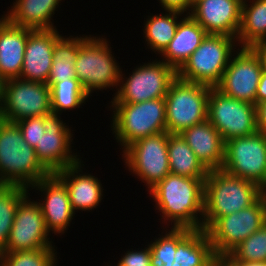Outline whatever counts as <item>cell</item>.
Listing matches in <instances>:
<instances>
[{
	"label": "cell",
	"mask_w": 266,
	"mask_h": 266,
	"mask_svg": "<svg viewBox=\"0 0 266 266\" xmlns=\"http://www.w3.org/2000/svg\"><path fill=\"white\" fill-rule=\"evenodd\" d=\"M242 4L236 0H194L189 15L207 34L237 37Z\"/></svg>",
	"instance_id": "obj_18"
},
{
	"label": "cell",
	"mask_w": 266,
	"mask_h": 266,
	"mask_svg": "<svg viewBox=\"0 0 266 266\" xmlns=\"http://www.w3.org/2000/svg\"><path fill=\"white\" fill-rule=\"evenodd\" d=\"M164 13L147 15L143 23L146 49L152 50L157 55H160L174 38L179 22L186 16L177 11L165 10Z\"/></svg>",
	"instance_id": "obj_26"
},
{
	"label": "cell",
	"mask_w": 266,
	"mask_h": 266,
	"mask_svg": "<svg viewBox=\"0 0 266 266\" xmlns=\"http://www.w3.org/2000/svg\"><path fill=\"white\" fill-rule=\"evenodd\" d=\"M222 266H266V262H220Z\"/></svg>",
	"instance_id": "obj_41"
},
{
	"label": "cell",
	"mask_w": 266,
	"mask_h": 266,
	"mask_svg": "<svg viewBox=\"0 0 266 266\" xmlns=\"http://www.w3.org/2000/svg\"><path fill=\"white\" fill-rule=\"evenodd\" d=\"M158 2L164 11H177L189 15L194 0H159Z\"/></svg>",
	"instance_id": "obj_37"
},
{
	"label": "cell",
	"mask_w": 266,
	"mask_h": 266,
	"mask_svg": "<svg viewBox=\"0 0 266 266\" xmlns=\"http://www.w3.org/2000/svg\"><path fill=\"white\" fill-rule=\"evenodd\" d=\"M239 1L241 4H243L246 0H236Z\"/></svg>",
	"instance_id": "obj_44"
},
{
	"label": "cell",
	"mask_w": 266,
	"mask_h": 266,
	"mask_svg": "<svg viewBox=\"0 0 266 266\" xmlns=\"http://www.w3.org/2000/svg\"><path fill=\"white\" fill-rule=\"evenodd\" d=\"M174 263L169 266H218L207 232L202 229L177 228Z\"/></svg>",
	"instance_id": "obj_23"
},
{
	"label": "cell",
	"mask_w": 266,
	"mask_h": 266,
	"mask_svg": "<svg viewBox=\"0 0 266 266\" xmlns=\"http://www.w3.org/2000/svg\"><path fill=\"white\" fill-rule=\"evenodd\" d=\"M262 197L266 200V183L261 187Z\"/></svg>",
	"instance_id": "obj_43"
},
{
	"label": "cell",
	"mask_w": 266,
	"mask_h": 266,
	"mask_svg": "<svg viewBox=\"0 0 266 266\" xmlns=\"http://www.w3.org/2000/svg\"><path fill=\"white\" fill-rule=\"evenodd\" d=\"M56 250L40 249L1 252L0 266H57L58 256Z\"/></svg>",
	"instance_id": "obj_33"
},
{
	"label": "cell",
	"mask_w": 266,
	"mask_h": 266,
	"mask_svg": "<svg viewBox=\"0 0 266 266\" xmlns=\"http://www.w3.org/2000/svg\"><path fill=\"white\" fill-rule=\"evenodd\" d=\"M266 222V203L261 196L239 212L219 217L207 230L215 256L221 260Z\"/></svg>",
	"instance_id": "obj_10"
},
{
	"label": "cell",
	"mask_w": 266,
	"mask_h": 266,
	"mask_svg": "<svg viewBox=\"0 0 266 266\" xmlns=\"http://www.w3.org/2000/svg\"><path fill=\"white\" fill-rule=\"evenodd\" d=\"M138 249V250H137ZM140 248H136L135 250L127 249L124 254L121 255L117 265L114 266H151V249L147 244L146 247L139 250ZM107 266H111L110 264Z\"/></svg>",
	"instance_id": "obj_36"
},
{
	"label": "cell",
	"mask_w": 266,
	"mask_h": 266,
	"mask_svg": "<svg viewBox=\"0 0 266 266\" xmlns=\"http://www.w3.org/2000/svg\"><path fill=\"white\" fill-rule=\"evenodd\" d=\"M212 87L176 78L165 96L166 126L170 134L207 119L208 98Z\"/></svg>",
	"instance_id": "obj_8"
},
{
	"label": "cell",
	"mask_w": 266,
	"mask_h": 266,
	"mask_svg": "<svg viewBox=\"0 0 266 266\" xmlns=\"http://www.w3.org/2000/svg\"><path fill=\"white\" fill-rule=\"evenodd\" d=\"M32 31L0 16V75L6 80L20 77L26 42Z\"/></svg>",
	"instance_id": "obj_22"
},
{
	"label": "cell",
	"mask_w": 266,
	"mask_h": 266,
	"mask_svg": "<svg viewBox=\"0 0 266 266\" xmlns=\"http://www.w3.org/2000/svg\"><path fill=\"white\" fill-rule=\"evenodd\" d=\"M83 160L54 173L67 187L73 211L94 210L103 199V186L96 176L84 172Z\"/></svg>",
	"instance_id": "obj_20"
},
{
	"label": "cell",
	"mask_w": 266,
	"mask_h": 266,
	"mask_svg": "<svg viewBox=\"0 0 266 266\" xmlns=\"http://www.w3.org/2000/svg\"><path fill=\"white\" fill-rule=\"evenodd\" d=\"M61 119L60 115L54 113L44 116L45 133L35 148L38 160L51 174L72 166L83 158L75 153L74 145H71L73 128Z\"/></svg>",
	"instance_id": "obj_16"
},
{
	"label": "cell",
	"mask_w": 266,
	"mask_h": 266,
	"mask_svg": "<svg viewBox=\"0 0 266 266\" xmlns=\"http://www.w3.org/2000/svg\"><path fill=\"white\" fill-rule=\"evenodd\" d=\"M204 181L170 173L148 191L165 227L202 229Z\"/></svg>",
	"instance_id": "obj_1"
},
{
	"label": "cell",
	"mask_w": 266,
	"mask_h": 266,
	"mask_svg": "<svg viewBox=\"0 0 266 266\" xmlns=\"http://www.w3.org/2000/svg\"><path fill=\"white\" fill-rule=\"evenodd\" d=\"M134 68L128 77L121 71L118 90L110 103H139L163 98L177 78L174 68L156 58Z\"/></svg>",
	"instance_id": "obj_7"
},
{
	"label": "cell",
	"mask_w": 266,
	"mask_h": 266,
	"mask_svg": "<svg viewBox=\"0 0 266 266\" xmlns=\"http://www.w3.org/2000/svg\"><path fill=\"white\" fill-rule=\"evenodd\" d=\"M262 71L261 61L254 50L251 47H239L231 56L215 88L228 97L256 105Z\"/></svg>",
	"instance_id": "obj_15"
},
{
	"label": "cell",
	"mask_w": 266,
	"mask_h": 266,
	"mask_svg": "<svg viewBox=\"0 0 266 266\" xmlns=\"http://www.w3.org/2000/svg\"><path fill=\"white\" fill-rule=\"evenodd\" d=\"M207 120L220 133L224 142L229 139L256 133L255 105L210 89Z\"/></svg>",
	"instance_id": "obj_12"
},
{
	"label": "cell",
	"mask_w": 266,
	"mask_h": 266,
	"mask_svg": "<svg viewBox=\"0 0 266 266\" xmlns=\"http://www.w3.org/2000/svg\"><path fill=\"white\" fill-rule=\"evenodd\" d=\"M6 81L7 80L0 75V113L3 109V104H4V92H5Z\"/></svg>",
	"instance_id": "obj_42"
},
{
	"label": "cell",
	"mask_w": 266,
	"mask_h": 266,
	"mask_svg": "<svg viewBox=\"0 0 266 266\" xmlns=\"http://www.w3.org/2000/svg\"><path fill=\"white\" fill-rule=\"evenodd\" d=\"M80 48V35L76 37L62 35L53 49L52 66L49 72V81H64L76 78L75 62Z\"/></svg>",
	"instance_id": "obj_29"
},
{
	"label": "cell",
	"mask_w": 266,
	"mask_h": 266,
	"mask_svg": "<svg viewBox=\"0 0 266 266\" xmlns=\"http://www.w3.org/2000/svg\"><path fill=\"white\" fill-rule=\"evenodd\" d=\"M180 135L208 170L221 169L224 163L225 142L207 119L186 128Z\"/></svg>",
	"instance_id": "obj_21"
},
{
	"label": "cell",
	"mask_w": 266,
	"mask_h": 266,
	"mask_svg": "<svg viewBox=\"0 0 266 266\" xmlns=\"http://www.w3.org/2000/svg\"><path fill=\"white\" fill-rule=\"evenodd\" d=\"M238 48L235 37L207 34L200 46L177 71V77L214 88L220 82L231 56Z\"/></svg>",
	"instance_id": "obj_6"
},
{
	"label": "cell",
	"mask_w": 266,
	"mask_h": 266,
	"mask_svg": "<svg viewBox=\"0 0 266 266\" xmlns=\"http://www.w3.org/2000/svg\"><path fill=\"white\" fill-rule=\"evenodd\" d=\"M251 48L258 55L262 68L266 70V40L254 44Z\"/></svg>",
	"instance_id": "obj_40"
},
{
	"label": "cell",
	"mask_w": 266,
	"mask_h": 266,
	"mask_svg": "<svg viewBox=\"0 0 266 266\" xmlns=\"http://www.w3.org/2000/svg\"><path fill=\"white\" fill-rule=\"evenodd\" d=\"M221 169L262 187L266 183V135L257 131L226 141Z\"/></svg>",
	"instance_id": "obj_11"
},
{
	"label": "cell",
	"mask_w": 266,
	"mask_h": 266,
	"mask_svg": "<svg viewBox=\"0 0 266 266\" xmlns=\"http://www.w3.org/2000/svg\"><path fill=\"white\" fill-rule=\"evenodd\" d=\"M62 36L58 29L33 30L26 42L24 62L19 78L48 84L53 49Z\"/></svg>",
	"instance_id": "obj_19"
},
{
	"label": "cell",
	"mask_w": 266,
	"mask_h": 266,
	"mask_svg": "<svg viewBox=\"0 0 266 266\" xmlns=\"http://www.w3.org/2000/svg\"><path fill=\"white\" fill-rule=\"evenodd\" d=\"M167 151L171 174L206 179L209 170L197 158L180 134L169 133Z\"/></svg>",
	"instance_id": "obj_27"
},
{
	"label": "cell",
	"mask_w": 266,
	"mask_h": 266,
	"mask_svg": "<svg viewBox=\"0 0 266 266\" xmlns=\"http://www.w3.org/2000/svg\"><path fill=\"white\" fill-rule=\"evenodd\" d=\"M111 133L122 151L137 141L167 132L165 97L139 103H109Z\"/></svg>",
	"instance_id": "obj_5"
},
{
	"label": "cell",
	"mask_w": 266,
	"mask_h": 266,
	"mask_svg": "<svg viewBox=\"0 0 266 266\" xmlns=\"http://www.w3.org/2000/svg\"><path fill=\"white\" fill-rule=\"evenodd\" d=\"M161 228L165 229L162 231V235L158 234L159 237L147 242L152 253L151 266L172 265L174 263L177 248V228L170 227L169 229L168 227L167 229L164 228V225Z\"/></svg>",
	"instance_id": "obj_34"
},
{
	"label": "cell",
	"mask_w": 266,
	"mask_h": 266,
	"mask_svg": "<svg viewBox=\"0 0 266 266\" xmlns=\"http://www.w3.org/2000/svg\"><path fill=\"white\" fill-rule=\"evenodd\" d=\"M256 128L258 132L266 135V101L255 105Z\"/></svg>",
	"instance_id": "obj_38"
},
{
	"label": "cell",
	"mask_w": 266,
	"mask_h": 266,
	"mask_svg": "<svg viewBox=\"0 0 266 266\" xmlns=\"http://www.w3.org/2000/svg\"><path fill=\"white\" fill-rule=\"evenodd\" d=\"M83 35L75 62L76 78L90 97L96 91L114 87L117 92L123 69L113 56L111 43L103 35Z\"/></svg>",
	"instance_id": "obj_4"
},
{
	"label": "cell",
	"mask_w": 266,
	"mask_h": 266,
	"mask_svg": "<svg viewBox=\"0 0 266 266\" xmlns=\"http://www.w3.org/2000/svg\"><path fill=\"white\" fill-rule=\"evenodd\" d=\"M206 35L202 26L190 15H186L179 22L174 38L159 55L162 58L160 60L178 71L200 46Z\"/></svg>",
	"instance_id": "obj_25"
},
{
	"label": "cell",
	"mask_w": 266,
	"mask_h": 266,
	"mask_svg": "<svg viewBox=\"0 0 266 266\" xmlns=\"http://www.w3.org/2000/svg\"><path fill=\"white\" fill-rule=\"evenodd\" d=\"M52 113L50 86L21 78L6 81L0 118L18 122L28 117Z\"/></svg>",
	"instance_id": "obj_13"
},
{
	"label": "cell",
	"mask_w": 266,
	"mask_h": 266,
	"mask_svg": "<svg viewBox=\"0 0 266 266\" xmlns=\"http://www.w3.org/2000/svg\"><path fill=\"white\" fill-rule=\"evenodd\" d=\"M261 196V187L257 183L223 169L209 170L204 181L202 230L206 231L219 217L248 208Z\"/></svg>",
	"instance_id": "obj_2"
},
{
	"label": "cell",
	"mask_w": 266,
	"mask_h": 266,
	"mask_svg": "<svg viewBox=\"0 0 266 266\" xmlns=\"http://www.w3.org/2000/svg\"><path fill=\"white\" fill-rule=\"evenodd\" d=\"M52 113L61 115L66 110L80 108L90 96L77 78L64 81H49ZM87 100V101H86Z\"/></svg>",
	"instance_id": "obj_30"
},
{
	"label": "cell",
	"mask_w": 266,
	"mask_h": 266,
	"mask_svg": "<svg viewBox=\"0 0 266 266\" xmlns=\"http://www.w3.org/2000/svg\"><path fill=\"white\" fill-rule=\"evenodd\" d=\"M236 39L239 47H252L266 40V0H246L242 4L241 25Z\"/></svg>",
	"instance_id": "obj_28"
},
{
	"label": "cell",
	"mask_w": 266,
	"mask_h": 266,
	"mask_svg": "<svg viewBox=\"0 0 266 266\" xmlns=\"http://www.w3.org/2000/svg\"><path fill=\"white\" fill-rule=\"evenodd\" d=\"M28 193L19 203L8 242L2 252L24 250L57 249L37 199L32 200Z\"/></svg>",
	"instance_id": "obj_14"
},
{
	"label": "cell",
	"mask_w": 266,
	"mask_h": 266,
	"mask_svg": "<svg viewBox=\"0 0 266 266\" xmlns=\"http://www.w3.org/2000/svg\"><path fill=\"white\" fill-rule=\"evenodd\" d=\"M30 187L28 191L34 190L40 192L38 195L42 194L37 202L50 234L62 236L76 214L71 207L66 185L52 173Z\"/></svg>",
	"instance_id": "obj_17"
},
{
	"label": "cell",
	"mask_w": 266,
	"mask_h": 266,
	"mask_svg": "<svg viewBox=\"0 0 266 266\" xmlns=\"http://www.w3.org/2000/svg\"><path fill=\"white\" fill-rule=\"evenodd\" d=\"M23 139L32 148H36L42 135L45 133L44 116L28 117L17 122Z\"/></svg>",
	"instance_id": "obj_35"
},
{
	"label": "cell",
	"mask_w": 266,
	"mask_h": 266,
	"mask_svg": "<svg viewBox=\"0 0 266 266\" xmlns=\"http://www.w3.org/2000/svg\"><path fill=\"white\" fill-rule=\"evenodd\" d=\"M50 174L24 141L17 122L0 118V184L30 188Z\"/></svg>",
	"instance_id": "obj_3"
},
{
	"label": "cell",
	"mask_w": 266,
	"mask_h": 266,
	"mask_svg": "<svg viewBox=\"0 0 266 266\" xmlns=\"http://www.w3.org/2000/svg\"><path fill=\"white\" fill-rule=\"evenodd\" d=\"M266 262V222L236 246L220 262Z\"/></svg>",
	"instance_id": "obj_32"
},
{
	"label": "cell",
	"mask_w": 266,
	"mask_h": 266,
	"mask_svg": "<svg viewBox=\"0 0 266 266\" xmlns=\"http://www.w3.org/2000/svg\"><path fill=\"white\" fill-rule=\"evenodd\" d=\"M28 193L22 186L0 184V253L8 242L17 207Z\"/></svg>",
	"instance_id": "obj_31"
},
{
	"label": "cell",
	"mask_w": 266,
	"mask_h": 266,
	"mask_svg": "<svg viewBox=\"0 0 266 266\" xmlns=\"http://www.w3.org/2000/svg\"><path fill=\"white\" fill-rule=\"evenodd\" d=\"M168 132L138 139L122 152L125 168L143 182L148 192L170 174Z\"/></svg>",
	"instance_id": "obj_9"
},
{
	"label": "cell",
	"mask_w": 266,
	"mask_h": 266,
	"mask_svg": "<svg viewBox=\"0 0 266 266\" xmlns=\"http://www.w3.org/2000/svg\"><path fill=\"white\" fill-rule=\"evenodd\" d=\"M62 0H14L3 16L13 25L33 30L56 29L52 19Z\"/></svg>",
	"instance_id": "obj_24"
},
{
	"label": "cell",
	"mask_w": 266,
	"mask_h": 266,
	"mask_svg": "<svg viewBox=\"0 0 266 266\" xmlns=\"http://www.w3.org/2000/svg\"><path fill=\"white\" fill-rule=\"evenodd\" d=\"M266 101V70L263 69L256 93V104Z\"/></svg>",
	"instance_id": "obj_39"
}]
</instances>
